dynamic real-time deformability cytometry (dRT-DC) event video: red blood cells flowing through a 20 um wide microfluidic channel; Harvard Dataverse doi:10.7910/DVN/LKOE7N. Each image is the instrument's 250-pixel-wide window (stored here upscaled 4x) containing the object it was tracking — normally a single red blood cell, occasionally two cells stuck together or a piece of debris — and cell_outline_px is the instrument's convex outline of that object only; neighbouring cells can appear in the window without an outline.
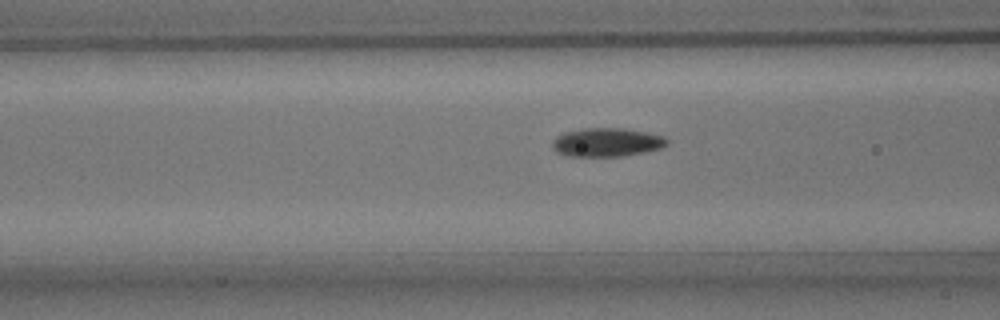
{"species": "common noctule bat (a hibernating species)", "species_latin": "Nyctalus noctula", "temperature_condition": "room temperature", "stored_images_in_passage": 37, "camera_frame_rate_fps": 3000, "um_per_image_px": 0.085, "animal": {"sex": "male", "body_mass_g": 15.6}, "frame": {"image": 1, "passage_image": 10, "time_ms": 3.0, "image_size_px": [1000, 320], "cell_outline_px": [[668, 144], [660, 148], [644, 152], [620, 156], [568, 156], [556, 152], [552, 148], [552, 140], [556, 136], [564, 132], [584, 128], [624, 128], [664, 136], [668, 140]], "centroid_in_image_um": [51.54, 12.09], "position_along_channel_um": 115.1, "area_um2": 19.13}}
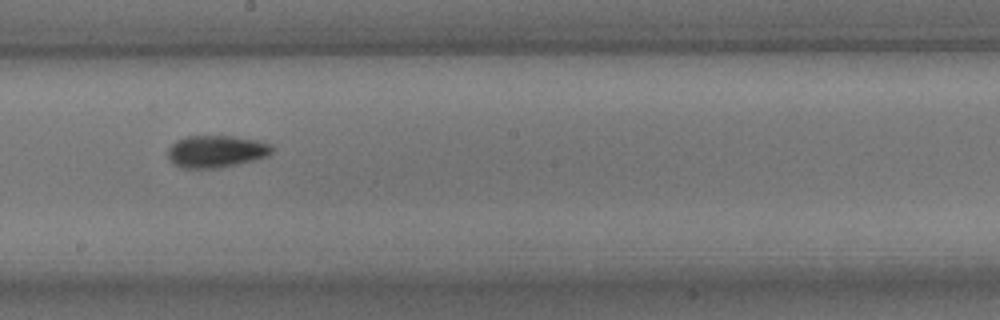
{"frame": {"image": 2, "passage_image": 19, "time_ms": 6.0, "image_size_px": [1000, 320], "cell_outline_px": [[276, 148], [268, 156], [220, 168], [180, 168], [172, 164], [168, 160], [168, 148], [176, 140], [188, 136], [232, 136], [256, 140], [272, 144]], "centroid_in_image_um": [18.36, 12.87], "position_along_channel_um": 229.8, "area_um2": 19.71}}
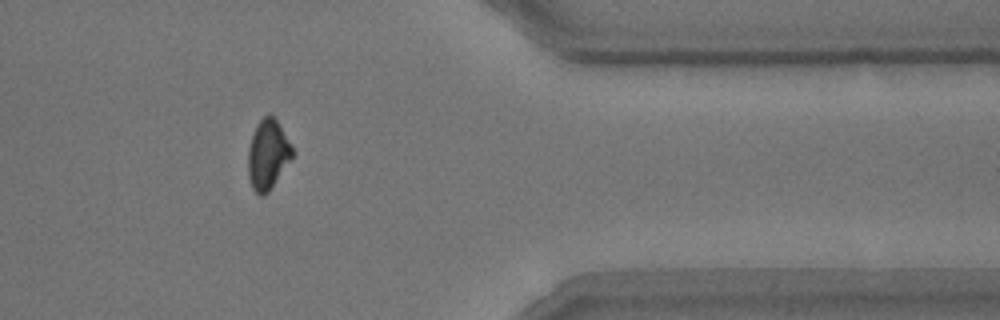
{"frame": {"image": 3, "passage_image": 33, "time_ms": 10.667, "image_size_px": [1000, 320], "cell_outline_px": [[292, 156], [268, 192], [264, 196], [260, 196], [252, 188], [248, 176], [248, 148], [256, 124], [268, 112], [276, 120], [292, 144]], "centroid_in_image_um": [22.74, 13.12], "position_along_channel_um": 388.7, "area_um2": 17.74}, "authors_computed_cell_mechanics": {"area_um2": 18.785, "velocity_mm_per_s": 3.8208, "shape_relaxation_time_tau1_ms": 4.7534, "shape_relaxation_time_tau2_ms": 3.3168, "deformation_change_tau1": 0.1226, "deformation_change_tau2": 0.0839}}